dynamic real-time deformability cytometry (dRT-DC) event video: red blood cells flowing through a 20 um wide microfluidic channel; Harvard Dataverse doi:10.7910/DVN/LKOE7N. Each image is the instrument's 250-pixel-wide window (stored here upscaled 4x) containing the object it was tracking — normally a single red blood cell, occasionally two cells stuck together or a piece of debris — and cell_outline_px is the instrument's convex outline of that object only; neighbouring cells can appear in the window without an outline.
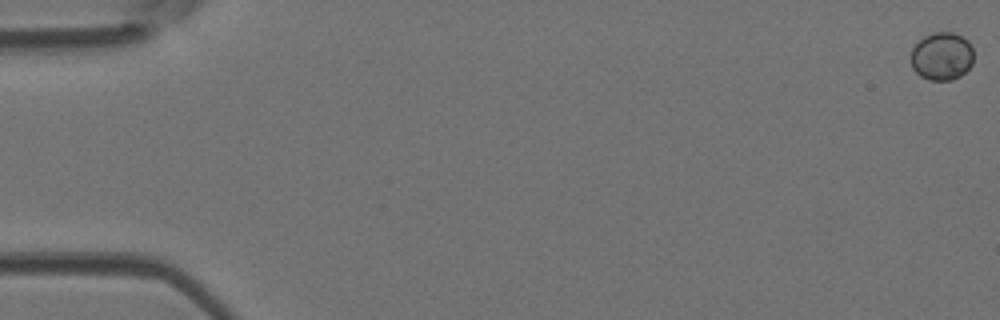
{"species": "Egyptian fruit bat (a non-hibernating species)", "species_latin": "Rousettus aegyptiacus", "temperature_condition": "room temperature", "stored_images_in_passage": 6, "camera_frame_rate_fps": 3000, "um_per_image_px": 0.085, "animal": {"sex": "female"}, "frame": {"image": 1, "passage_image": 1, "time_ms": 0.0, "image_size_px": [1000, 320], "cell_outline_px": [[972, 64], [960, 76], [952, 80], [928, 80], [920, 76], [912, 68], [912, 48], [924, 36], [932, 32], [952, 32], [968, 40], [972, 48]], "centroid_in_image_um": [80.05, 4.78], "position_along_channel_um": 5.0, "area_um2": 17.46}}
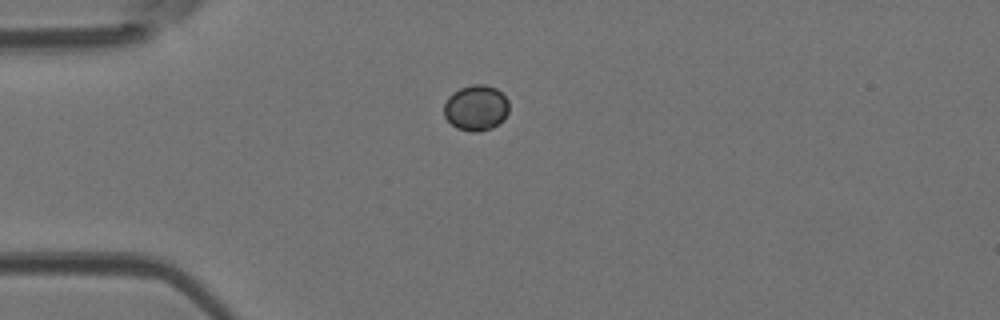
{"frame": {"image": 2, "passage_image": 5, "time_ms": 1.333, "image_size_px": [1000, 320], "cell_outline_px": [[508, 112], [504, 120], [492, 128], [476, 132], [472, 132], [456, 128], [444, 116], [444, 104], [448, 96], [452, 92], [460, 88], [472, 84], [484, 84], [496, 88], [508, 100]], "centroid_in_image_um": [40.45, 9.16], "position_along_channel_um": 44.5, "area_um2": 17.4}}
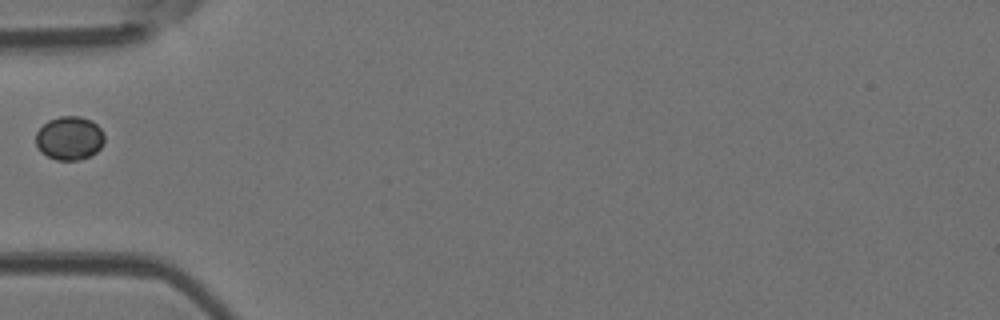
{"frame": {"image": 3, "passage_image": 6, "time_ms": 1.667, "image_size_px": [1000, 320], "cell_outline_px": [[104, 144], [96, 152], [80, 160], [56, 160], [40, 152], [36, 144], [36, 132], [48, 120], [60, 116], [80, 116], [92, 120], [104, 132]], "centroid_in_image_um": [5.91, 11.74], "position_along_channel_um": 79.1, "area_um2": 17.57}}